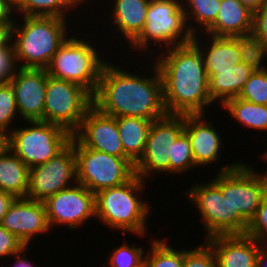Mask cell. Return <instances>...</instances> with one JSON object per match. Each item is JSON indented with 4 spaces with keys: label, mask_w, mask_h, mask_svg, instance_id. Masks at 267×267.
I'll return each mask as SVG.
<instances>
[{
    "label": "cell",
    "mask_w": 267,
    "mask_h": 267,
    "mask_svg": "<svg viewBox=\"0 0 267 267\" xmlns=\"http://www.w3.org/2000/svg\"><path fill=\"white\" fill-rule=\"evenodd\" d=\"M14 10L15 4L11 0H0V24H14Z\"/></svg>",
    "instance_id": "obj_40"
},
{
    "label": "cell",
    "mask_w": 267,
    "mask_h": 267,
    "mask_svg": "<svg viewBox=\"0 0 267 267\" xmlns=\"http://www.w3.org/2000/svg\"><path fill=\"white\" fill-rule=\"evenodd\" d=\"M247 164V165H246ZM248 163L223 165L212 180L231 204V213L247 228L258 210L267 187V177Z\"/></svg>",
    "instance_id": "obj_6"
},
{
    "label": "cell",
    "mask_w": 267,
    "mask_h": 267,
    "mask_svg": "<svg viewBox=\"0 0 267 267\" xmlns=\"http://www.w3.org/2000/svg\"><path fill=\"white\" fill-rule=\"evenodd\" d=\"M92 106L93 95L87 89L47 73L44 122L59 125L73 135Z\"/></svg>",
    "instance_id": "obj_10"
},
{
    "label": "cell",
    "mask_w": 267,
    "mask_h": 267,
    "mask_svg": "<svg viewBox=\"0 0 267 267\" xmlns=\"http://www.w3.org/2000/svg\"><path fill=\"white\" fill-rule=\"evenodd\" d=\"M205 47L199 42L198 34L193 35L192 42L199 48L208 78L216 70H226L241 63L240 46L234 37H215L208 35ZM211 38V40H209Z\"/></svg>",
    "instance_id": "obj_20"
},
{
    "label": "cell",
    "mask_w": 267,
    "mask_h": 267,
    "mask_svg": "<svg viewBox=\"0 0 267 267\" xmlns=\"http://www.w3.org/2000/svg\"><path fill=\"white\" fill-rule=\"evenodd\" d=\"M28 125L14 128L6 137V146L29 168L46 163L70 143L72 135L59 125L43 121Z\"/></svg>",
    "instance_id": "obj_9"
},
{
    "label": "cell",
    "mask_w": 267,
    "mask_h": 267,
    "mask_svg": "<svg viewBox=\"0 0 267 267\" xmlns=\"http://www.w3.org/2000/svg\"><path fill=\"white\" fill-rule=\"evenodd\" d=\"M21 17L23 25L15 21L12 28L17 64L21 68L46 69L58 48L68 38L67 35H70L66 26L68 22L60 17Z\"/></svg>",
    "instance_id": "obj_3"
},
{
    "label": "cell",
    "mask_w": 267,
    "mask_h": 267,
    "mask_svg": "<svg viewBox=\"0 0 267 267\" xmlns=\"http://www.w3.org/2000/svg\"><path fill=\"white\" fill-rule=\"evenodd\" d=\"M205 115H184V131L190 138L196 166H207L215 163L220 158L221 135L211 121L204 120Z\"/></svg>",
    "instance_id": "obj_19"
},
{
    "label": "cell",
    "mask_w": 267,
    "mask_h": 267,
    "mask_svg": "<svg viewBox=\"0 0 267 267\" xmlns=\"http://www.w3.org/2000/svg\"><path fill=\"white\" fill-rule=\"evenodd\" d=\"M29 167L7 146L0 150V190L15 198L28 192Z\"/></svg>",
    "instance_id": "obj_24"
},
{
    "label": "cell",
    "mask_w": 267,
    "mask_h": 267,
    "mask_svg": "<svg viewBox=\"0 0 267 267\" xmlns=\"http://www.w3.org/2000/svg\"><path fill=\"white\" fill-rule=\"evenodd\" d=\"M182 0H150L146 22L141 33L130 43L132 50H147L152 44H164V48L192 42ZM152 41V44H151ZM150 45V46H149Z\"/></svg>",
    "instance_id": "obj_7"
},
{
    "label": "cell",
    "mask_w": 267,
    "mask_h": 267,
    "mask_svg": "<svg viewBox=\"0 0 267 267\" xmlns=\"http://www.w3.org/2000/svg\"><path fill=\"white\" fill-rule=\"evenodd\" d=\"M151 252L144 257V267H183V250H177L164 240L152 239ZM151 255V256H150Z\"/></svg>",
    "instance_id": "obj_29"
},
{
    "label": "cell",
    "mask_w": 267,
    "mask_h": 267,
    "mask_svg": "<svg viewBox=\"0 0 267 267\" xmlns=\"http://www.w3.org/2000/svg\"><path fill=\"white\" fill-rule=\"evenodd\" d=\"M26 248H27V246L24 247L23 250H21L20 252H18V253H16V254L13 255V257L15 259H17L16 260V263L14 264L15 267H36V265H33L29 261L28 257H27V259L25 258L26 257L25 252H27L26 251Z\"/></svg>",
    "instance_id": "obj_44"
},
{
    "label": "cell",
    "mask_w": 267,
    "mask_h": 267,
    "mask_svg": "<svg viewBox=\"0 0 267 267\" xmlns=\"http://www.w3.org/2000/svg\"><path fill=\"white\" fill-rule=\"evenodd\" d=\"M240 46L241 61L254 70L266 69L263 65L264 57H267V47L252 34L234 37ZM265 66V67H264Z\"/></svg>",
    "instance_id": "obj_31"
},
{
    "label": "cell",
    "mask_w": 267,
    "mask_h": 267,
    "mask_svg": "<svg viewBox=\"0 0 267 267\" xmlns=\"http://www.w3.org/2000/svg\"><path fill=\"white\" fill-rule=\"evenodd\" d=\"M44 204L50 230L58 224L75 230L96 217L95 194L78 182L49 197Z\"/></svg>",
    "instance_id": "obj_14"
},
{
    "label": "cell",
    "mask_w": 267,
    "mask_h": 267,
    "mask_svg": "<svg viewBox=\"0 0 267 267\" xmlns=\"http://www.w3.org/2000/svg\"><path fill=\"white\" fill-rule=\"evenodd\" d=\"M238 98L258 105H267V68L252 73Z\"/></svg>",
    "instance_id": "obj_32"
},
{
    "label": "cell",
    "mask_w": 267,
    "mask_h": 267,
    "mask_svg": "<svg viewBox=\"0 0 267 267\" xmlns=\"http://www.w3.org/2000/svg\"><path fill=\"white\" fill-rule=\"evenodd\" d=\"M17 104L14 90L9 82L0 84V133L7 137L13 128H9L17 116Z\"/></svg>",
    "instance_id": "obj_33"
},
{
    "label": "cell",
    "mask_w": 267,
    "mask_h": 267,
    "mask_svg": "<svg viewBox=\"0 0 267 267\" xmlns=\"http://www.w3.org/2000/svg\"><path fill=\"white\" fill-rule=\"evenodd\" d=\"M222 107L244 127L267 131V105H258L237 97L228 100Z\"/></svg>",
    "instance_id": "obj_26"
},
{
    "label": "cell",
    "mask_w": 267,
    "mask_h": 267,
    "mask_svg": "<svg viewBox=\"0 0 267 267\" xmlns=\"http://www.w3.org/2000/svg\"><path fill=\"white\" fill-rule=\"evenodd\" d=\"M126 241L123 245L115 246L113 254L109 255L110 267H144V253L141 247H132Z\"/></svg>",
    "instance_id": "obj_34"
},
{
    "label": "cell",
    "mask_w": 267,
    "mask_h": 267,
    "mask_svg": "<svg viewBox=\"0 0 267 267\" xmlns=\"http://www.w3.org/2000/svg\"><path fill=\"white\" fill-rule=\"evenodd\" d=\"M203 243L195 249H183V267H218L211 246L205 240Z\"/></svg>",
    "instance_id": "obj_35"
},
{
    "label": "cell",
    "mask_w": 267,
    "mask_h": 267,
    "mask_svg": "<svg viewBox=\"0 0 267 267\" xmlns=\"http://www.w3.org/2000/svg\"><path fill=\"white\" fill-rule=\"evenodd\" d=\"M70 143L76 154L77 182L94 194L122 185L135 175V165L127 157L84 147L73 136Z\"/></svg>",
    "instance_id": "obj_8"
},
{
    "label": "cell",
    "mask_w": 267,
    "mask_h": 267,
    "mask_svg": "<svg viewBox=\"0 0 267 267\" xmlns=\"http://www.w3.org/2000/svg\"><path fill=\"white\" fill-rule=\"evenodd\" d=\"M218 267H256L258 241L246 234L216 235L205 239Z\"/></svg>",
    "instance_id": "obj_18"
},
{
    "label": "cell",
    "mask_w": 267,
    "mask_h": 267,
    "mask_svg": "<svg viewBox=\"0 0 267 267\" xmlns=\"http://www.w3.org/2000/svg\"><path fill=\"white\" fill-rule=\"evenodd\" d=\"M264 156H262V158L264 157L267 160V151L263 153ZM267 163V161H266ZM266 173L264 174L267 177V171H265Z\"/></svg>",
    "instance_id": "obj_47"
},
{
    "label": "cell",
    "mask_w": 267,
    "mask_h": 267,
    "mask_svg": "<svg viewBox=\"0 0 267 267\" xmlns=\"http://www.w3.org/2000/svg\"><path fill=\"white\" fill-rule=\"evenodd\" d=\"M78 4L81 5L78 0H17L15 12L22 16L60 17L67 20L66 11L77 8Z\"/></svg>",
    "instance_id": "obj_27"
},
{
    "label": "cell",
    "mask_w": 267,
    "mask_h": 267,
    "mask_svg": "<svg viewBox=\"0 0 267 267\" xmlns=\"http://www.w3.org/2000/svg\"><path fill=\"white\" fill-rule=\"evenodd\" d=\"M9 83L14 90L18 116L22 117L26 123L29 121L44 122L46 69L19 67Z\"/></svg>",
    "instance_id": "obj_16"
},
{
    "label": "cell",
    "mask_w": 267,
    "mask_h": 267,
    "mask_svg": "<svg viewBox=\"0 0 267 267\" xmlns=\"http://www.w3.org/2000/svg\"><path fill=\"white\" fill-rule=\"evenodd\" d=\"M6 146V137L0 133V150Z\"/></svg>",
    "instance_id": "obj_46"
},
{
    "label": "cell",
    "mask_w": 267,
    "mask_h": 267,
    "mask_svg": "<svg viewBox=\"0 0 267 267\" xmlns=\"http://www.w3.org/2000/svg\"><path fill=\"white\" fill-rule=\"evenodd\" d=\"M183 131L184 115L167 114L152 121L143 156L135 165V174L143 180L155 171L170 174L172 144Z\"/></svg>",
    "instance_id": "obj_12"
},
{
    "label": "cell",
    "mask_w": 267,
    "mask_h": 267,
    "mask_svg": "<svg viewBox=\"0 0 267 267\" xmlns=\"http://www.w3.org/2000/svg\"><path fill=\"white\" fill-rule=\"evenodd\" d=\"M81 4L85 2V0H78Z\"/></svg>",
    "instance_id": "obj_48"
},
{
    "label": "cell",
    "mask_w": 267,
    "mask_h": 267,
    "mask_svg": "<svg viewBox=\"0 0 267 267\" xmlns=\"http://www.w3.org/2000/svg\"><path fill=\"white\" fill-rule=\"evenodd\" d=\"M255 70L243 62L234 65L231 69L216 70L209 77V94L213 103L223 106L228 100L237 98L243 86Z\"/></svg>",
    "instance_id": "obj_23"
},
{
    "label": "cell",
    "mask_w": 267,
    "mask_h": 267,
    "mask_svg": "<svg viewBox=\"0 0 267 267\" xmlns=\"http://www.w3.org/2000/svg\"><path fill=\"white\" fill-rule=\"evenodd\" d=\"M26 247L14 234L0 224V258L12 257Z\"/></svg>",
    "instance_id": "obj_38"
},
{
    "label": "cell",
    "mask_w": 267,
    "mask_h": 267,
    "mask_svg": "<svg viewBox=\"0 0 267 267\" xmlns=\"http://www.w3.org/2000/svg\"><path fill=\"white\" fill-rule=\"evenodd\" d=\"M1 225L28 247L32 239L50 230L44 202L30 198H15L1 221Z\"/></svg>",
    "instance_id": "obj_17"
},
{
    "label": "cell",
    "mask_w": 267,
    "mask_h": 267,
    "mask_svg": "<svg viewBox=\"0 0 267 267\" xmlns=\"http://www.w3.org/2000/svg\"><path fill=\"white\" fill-rule=\"evenodd\" d=\"M70 182V183H69ZM77 182L76 154L69 143L55 157L29 168L26 197L44 202L62 189Z\"/></svg>",
    "instance_id": "obj_13"
},
{
    "label": "cell",
    "mask_w": 267,
    "mask_h": 267,
    "mask_svg": "<svg viewBox=\"0 0 267 267\" xmlns=\"http://www.w3.org/2000/svg\"><path fill=\"white\" fill-rule=\"evenodd\" d=\"M183 3L182 6L188 28L190 32L195 35L197 32H199V30H201V32H206L215 23L219 12V7L221 5V0H186V2ZM190 19L198 24L197 27L193 24L190 26ZM198 26L201 29L197 30Z\"/></svg>",
    "instance_id": "obj_28"
},
{
    "label": "cell",
    "mask_w": 267,
    "mask_h": 267,
    "mask_svg": "<svg viewBox=\"0 0 267 267\" xmlns=\"http://www.w3.org/2000/svg\"><path fill=\"white\" fill-rule=\"evenodd\" d=\"M145 180L136 174L126 183L107 188L95 194L96 217L104 225L114 230H122L144 236L148 228L150 209L146 201L139 198ZM142 190V191H141Z\"/></svg>",
    "instance_id": "obj_4"
},
{
    "label": "cell",
    "mask_w": 267,
    "mask_h": 267,
    "mask_svg": "<svg viewBox=\"0 0 267 267\" xmlns=\"http://www.w3.org/2000/svg\"><path fill=\"white\" fill-rule=\"evenodd\" d=\"M196 168L192 154L191 141L188 134L183 131L172 144V158H170V174H183Z\"/></svg>",
    "instance_id": "obj_30"
},
{
    "label": "cell",
    "mask_w": 267,
    "mask_h": 267,
    "mask_svg": "<svg viewBox=\"0 0 267 267\" xmlns=\"http://www.w3.org/2000/svg\"><path fill=\"white\" fill-rule=\"evenodd\" d=\"M185 195L198 209L206 239L216 235L246 234L247 228L231 213L227 196L212 179L206 184L193 185Z\"/></svg>",
    "instance_id": "obj_11"
},
{
    "label": "cell",
    "mask_w": 267,
    "mask_h": 267,
    "mask_svg": "<svg viewBox=\"0 0 267 267\" xmlns=\"http://www.w3.org/2000/svg\"><path fill=\"white\" fill-rule=\"evenodd\" d=\"M14 200L15 197L12 194L0 190V224L2 218L4 217V215L8 211V208Z\"/></svg>",
    "instance_id": "obj_42"
},
{
    "label": "cell",
    "mask_w": 267,
    "mask_h": 267,
    "mask_svg": "<svg viewBox=\"0 0 267 267\" xmlns=\"http://www.w3.org/2000/svg\"><path fill=\"white\" fill-rule=\"evenodd\" d=\"M155 58L163 83L167 114H205L213 103L199 48L193 43L166 48Z\"/></svg>",
    "instance_id": "obj_2"
},
{
    "label": "cell",
    "mask_w": 267,
    "mask_h": 267,
    "mask_svg": "<svg viewBox=\"0 0 267 267\" xmlns=\"http://www.w3.org/2000/svg\"><path fill=\"white\" fill-rule=\"evenodd\" d=\"M253 12L239 0H221L215 23L205 34L215 37L246 36L252 33Z\"/></svg>",
    "instance_id": "obj_21"
},
{
    "label": "cell",
    "mask_w": 267,
    "mask_h": 267,
    "mask_svg": "<svg viewBox=\"0 0 267 267\" xmlns=\"http://www.w3.org/2000/svg\"><path fill=\"white\" fill-rule=\"evenodd\" d=\"M13 43L0 48V84L9 82L18 70Z\"/></svg>",
    "instance_id": "obj_37"
},
{
    "label": "cell",
    "mask_w": 267,
    "mask_h": 267,
    "mask_svg": "<svg viewBox=\"0 0 267 267\" xmlns=\"http://www.w3.org/2000/svg\"><path fill=\"white\" fill-rule=\"evenodd\" d=\"M251 34L261 40L267 47V4L253 13V28Z\"/></svg>",
    "instance_id": "obj_39"
},
{
    "label": "cell",
    "mask_w": 267,
    "mask_h": 267,
    "mask_svg": "<svg viewBox=\"0 0 267 267\" xmlns=\"http://www.w3.org/2000/svg\"><path fill=\"white\" fill-rule=\"evenodd\" d=\"M256 267H267V243L258 242V255Z\"/></svg>",
    "instance_id": "obj_43"
},
{
    "label": "cell",
    "mask_w": 267,
    "mask_h": 267,
    "mask_svg": "<svg viewBox=\"0 0 267 267\" xmlns=\"http://www.w3.org/2000/svg\"><path fill=\"white\" fill-rule=\"evenodd\" d=\"M89 42L69 36L52 57L46 71L54 78L79 84L94 95L107 61L99 57L97 48Z\"/></svg>",
    "instance_id": "obj_5"
},
{
    "label": "cell",
    "mask_w": 267,
    "mask_h": 267,
    "mask_svg": "<svg viewBox=\"0 0 267 267\" xmlns=\"http://www.w3.org/2000/svg\"><path fill=\"white\" fill-rule=\"evenodd\" d=\"M246 235L259 243H267V187L254 218L248 224Z\"/></svg>",
    "instance_id": "obj_36"
},
{
    "label": "cell",
    "mask_w": 267,
    "mask_h": 267,
    "mask_svg": "<svg viewBox=\"0 0 267 267\" xmlns=\"http://www.w3.org/2000/svg\"><path fill=\"white\" fill-rule=\"evenodd\" d=\"M111 17L114 28L129 44L141 33L150 0H114Z\"/></svg>",
    "instance_id": "obj_22"
},
{
    "label": "cell",
    "mask_w": 267,
    "mask_h": 267,
    "mask_svg": "<svg viewBox=\"0 0 267 267\" xmlns=\"http://www.w3.org/2000/svg\"><path fill=\"white\" fill-rule=\"evenodd\" d=\"M151 69L153 77H143L107 61L93 95V106L112 117H140L150 121L165 117L162 77L156 64Z\"/></svg>",
    "instance_id": "obj_1"
},
{
    "label": "cell",
    "mask_w": 267,
    "mask_h": 267,
    "mask_svg": "<svg viewBox=\"0 0 267 267\" xmlns=\"http://www.w3.org/2000/svg\"><path fill=\"white\" fill-rule=\"evenodd\" d=\"M151 122L140 117H116L124 154L134 165L143 156Z\"/></svg>",
    "instance_id": "obj_25"
},
{
    "label": "cell",
    "mask_w": 267,
    "mask_h": 267,
    "mask_svg": "<svg viewBox=\"0 0 267 267\" xmlns=\"http://www.w3.org/2000/svg\"><path fill=\"white\" fill-rule=\"evenodd\" d=\"M14 24H0V48L12 42V28Z\"/></svg>",
    "instance_id": "obj_41"
},
{
    "label": "cell",
    "mask_w": 267,
    "mask_h": 267,
    "mask_svg": "<svg viewBox=\"0 0 267 267\" xmlns=\"http://www.w3.org/2000/svg\"><path fill=\"white\" fill-rule=\"evenodd\" d=\"M82 146L117 157H126L118 132L116 117L100 112L92 106L72 135Z\"/></svg>",
    "instance_id": "obj_15"
},
{
    "label": "cell",
    "mask_w": 267,
    "mask_h": 267,
    "mask_svg": "<svg viewBox=\"0 0 267 267\" xmlns=\"http://www.w3.org/2000/svg\"><path fill=\"white\" fill-rule=\"evenodd\" d=\"M245 7H247L253 13L261 9L267 0H239Z\"/></svg>",
    "instance_id": "obj_45"
}]
</instances>
